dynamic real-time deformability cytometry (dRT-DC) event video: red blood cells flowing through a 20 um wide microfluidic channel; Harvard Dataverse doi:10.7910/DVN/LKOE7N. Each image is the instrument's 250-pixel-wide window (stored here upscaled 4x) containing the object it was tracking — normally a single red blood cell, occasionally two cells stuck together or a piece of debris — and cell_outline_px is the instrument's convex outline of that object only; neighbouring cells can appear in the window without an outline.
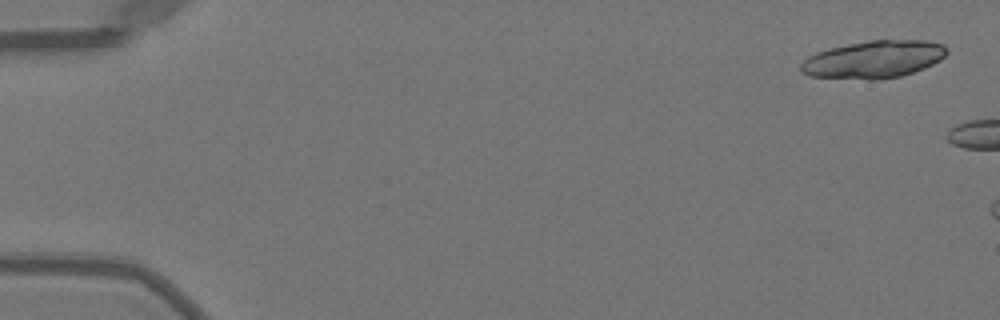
{"species": "Egyptian fruit bat (a non-hibernating species)", "species_latin": "Rousettus aegyptiacus", "temperature_condition": "warm", "stored_images_in_passage": 7, "camera_frame_rate_fps": 3000, "um_per_image_px": 0.085, "animal": {"sex": "female"}, "frame": {"image": 1, "passage_image": 1, "time_ms": 0.0, "image_size_px": [1000, 320], "cell_outline_px": [[948, 52], [940, 60], [924, 68], [900, 76], [880, 80], [868, 80], [808, 76], [800, 72], [800, 64], [808, 56], [816, 52], [828, 48], [868, 40], [928, 40], [944, 44], [948, 48]], "centroid_in_image_um": [74.25, 5.05], "position_along_channel_um": 10.8, "area_um2": 32.25}}